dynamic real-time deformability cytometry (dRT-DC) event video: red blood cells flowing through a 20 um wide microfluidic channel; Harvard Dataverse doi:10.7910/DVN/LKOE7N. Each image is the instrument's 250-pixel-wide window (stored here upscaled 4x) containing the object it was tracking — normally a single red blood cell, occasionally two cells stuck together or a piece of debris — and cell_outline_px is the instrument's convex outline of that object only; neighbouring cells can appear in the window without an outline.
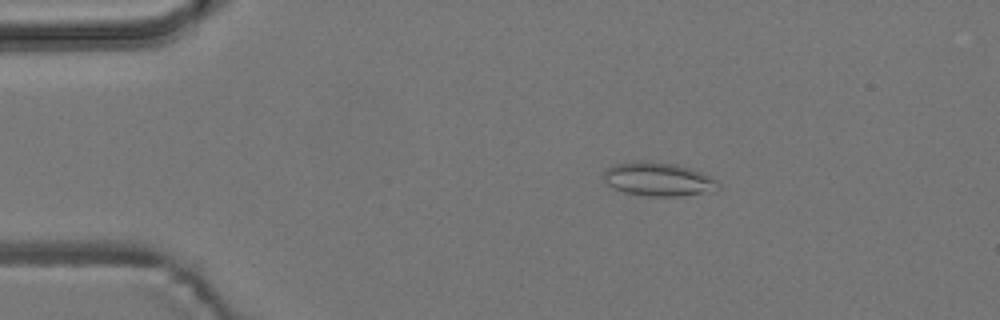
{"species": "common noctule bat (a hibernating species)", "species_latin": "Nyctalus noctula", "temperature_condition": "room temperature", "stored_images_in_passage": 3, "camera_frame_rate_fps": 3000, "um_per_image_px": 0.085, "animal": {"sex": "male", "body_mass_g": 19.2, "forearm_length_mm": 51.8}, "frame": {"image": 1, "passage_image": 2, "time_ms": 1.0, "image_size_px": [1000, 320], "cell_outline_px": [[720, 188], [716, 192], [680, 196], [648, 196], [624, 192], [612, 188], [604, 180], [604, 168], [616, 164], [640, 160], [676, 164], [700, 172], [720, 180]], "centroid_in_image_um": [56.0, 15.25], "position_along_channel_um": 29.0, "area_um2": 22.83}}